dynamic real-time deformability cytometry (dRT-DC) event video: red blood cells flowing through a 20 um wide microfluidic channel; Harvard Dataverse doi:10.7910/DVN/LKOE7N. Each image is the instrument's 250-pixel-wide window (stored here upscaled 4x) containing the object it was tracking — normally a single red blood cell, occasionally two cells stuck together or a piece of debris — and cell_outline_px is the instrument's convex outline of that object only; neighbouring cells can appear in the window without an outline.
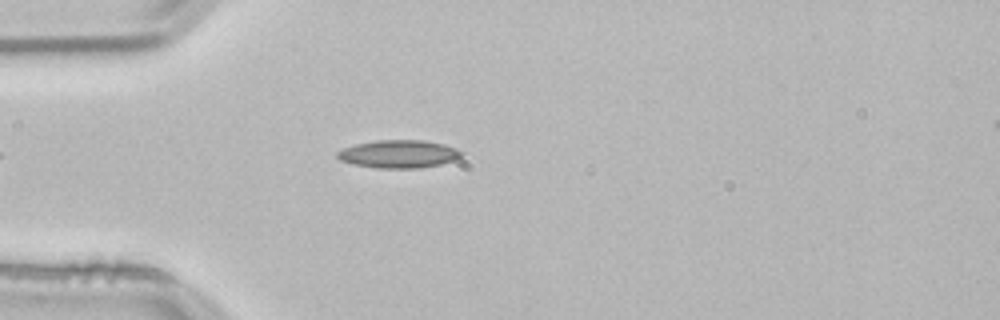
{"species": "common noctule bat (a hibernating species)", "species_latin": "Nyctalus noctula", "temperature_condition": "room temperature", "stored_images_in_passage": 45, "camera_frame_rate_fps": 3000, "um_per_image_px": 0.085, "animal": {"sex": "male", "body_mass_g": 21.5, "forearm_length_mm": 52.0}, "frame": {"image": 1, "passage_image": 7, "time_ms": 2.0, "image_size_px": [1000, 320], "cell_outline_px": [[464, 152], [460, 156], [452, 160], [440, 164], [420, 168], [380, 168], [356, 164], [340, 160], [336, 156], [336, 152], [344, 148], [356, 144], [376, 140], [424, 140], [444, 144], [456, 148]], "centroid_in_image_um": [33.9, 13.08], "position_along_channel_um": 51.1, "area_um2": 20.0}}
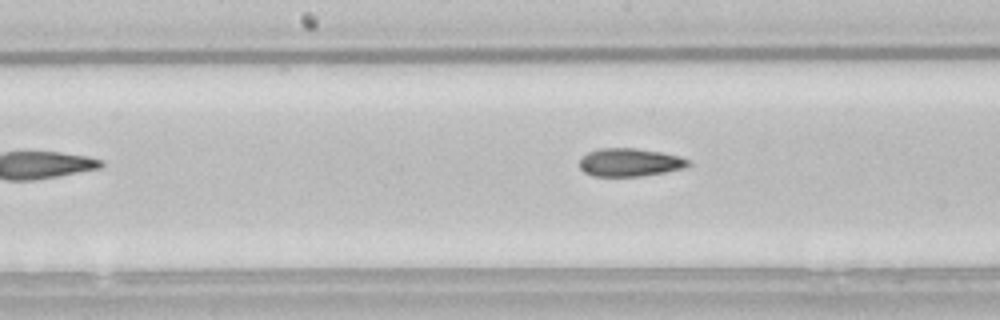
{"frame": {"image": 2, "passage_image": 19, "time_ms": 6.0, "image_size_px": [1000, 320], "cell_outline_px": [[692, 164], [684, 168], [664, 172], [640, 176], [592, 176], [584, 172], [580, 168], [580, 160], [588, 152], [600, 148], [636, 148], [660, 152], [680, 156], [688, 160]], "centroid_in_image_um": [53.53, 13.8], "position_along_channel_um": 194.7, "area_um2": 17.74}}
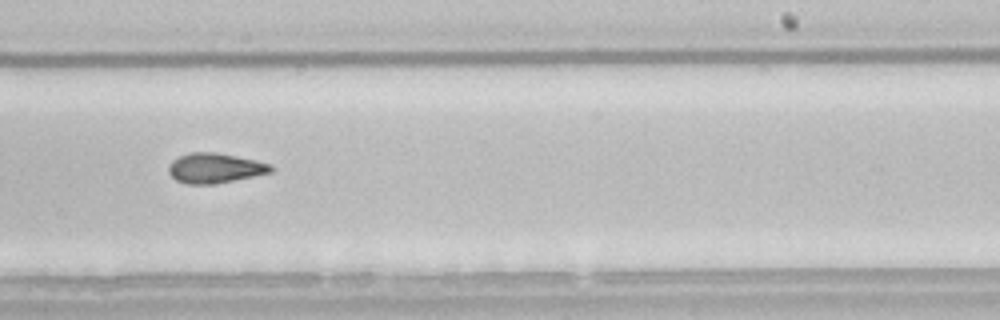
{"frame": {"image": 3, "passage_image": 25, "time_ms": 8.0, "image_size_px": [1000, 320], "cell_outline_px": [[276, 168], [272, 172], [232, 180], [208, 184], [188, 184], [176, 180], [168, 172], [168, 168], [172, 160], [188, 152], [216, 152], [256, 160], [272, 164]], "centroid_in_image_um": [18.28, 14.27], "position_along_channel_um": 270.7, "area_um2": 17.74}, "authors_computed_cell_mechanics": {"area_um2": 17.7446, "velocity_mm_per_s": 3.8283, "shape_relaxation_time_tau1_ms": 6.9145, "shape_relaxation_time_tau2_ms": 4.9231, "deformation_change_tau1": 0.1763, "deformation_change_tau2": 0.1395}}